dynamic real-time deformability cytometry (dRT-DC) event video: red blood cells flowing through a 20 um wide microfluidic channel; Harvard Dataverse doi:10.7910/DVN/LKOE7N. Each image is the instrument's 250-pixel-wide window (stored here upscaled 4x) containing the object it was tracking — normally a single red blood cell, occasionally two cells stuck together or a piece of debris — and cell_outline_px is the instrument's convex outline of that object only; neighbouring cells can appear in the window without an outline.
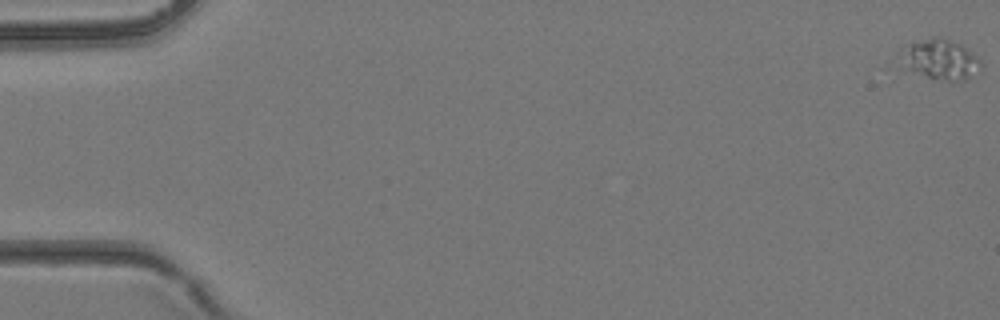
{"species": "common noctule bat (a hibernating species)", "species_latin": "Nyctalus noctula", "temperature_condition": "room temperature", "stored_images_in_passage": 39, "camera_frame_rate_fps": 3000, "um_per_image_px": 0.085, "animal": {"sex": "female", "body_mass_g": 24.6, "forearm_length_mm": 56.2}, "frame": {"image": 1, "passage_image": 1, "time_ms": 0.0, "image_size_px": [1000, 320], "cell_outline_px": [[980, 64], [964, 80], [892, 80], [884, 68], [896, 52], [908, 44], [936, 36], [940, 36], [960, 44], [976, 56], [980, 60]], "centroid_in_image_um": [79.25, 5.2], "position_along_channel_um": 5.8, "area_um2": 22.48}}
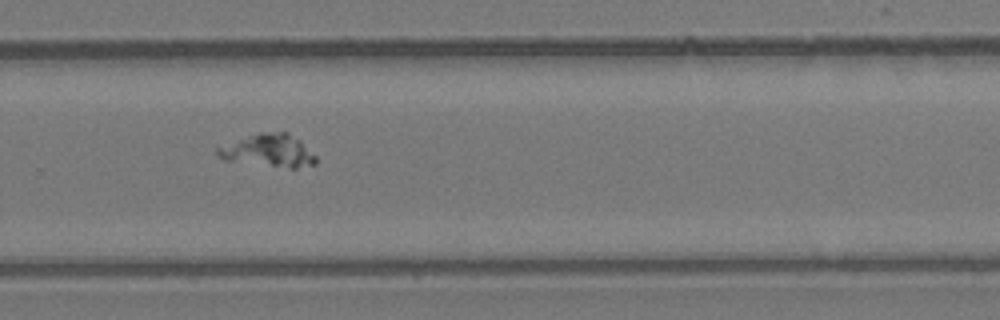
{"frame": {"image": 2, "passage_image": 27, "time_ms": 8.667, "image_size_px": [1000, 320], "cell_outline_px": [[316, 164], [296, 168], [288, 168], [224, 160], [212, 148], [256, 132], [288, 132], [300, 140], [316, 156]], "centroid_in_image_um": [22.79, 12.79], "position_along_channel_um": 307.0, "area_um2": 18.96}}
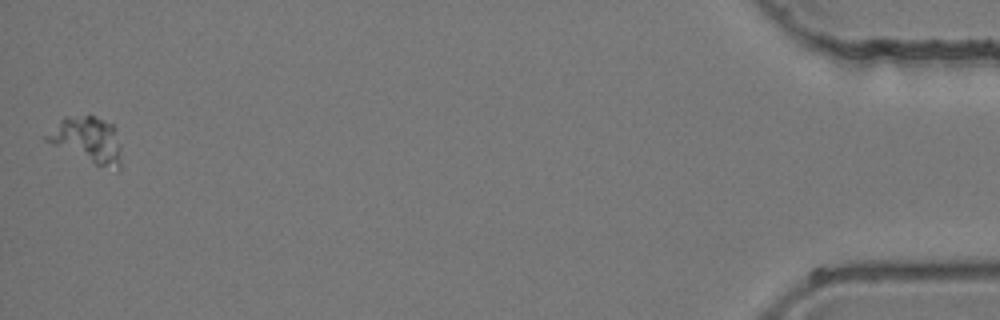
{"frame": {"image": 3, "passage_image": 39, "time_ms": 12.667, "image_size_px": [1000, 320], "cell_outline_px": [[120, 168], [116, 172], [96, 164], [52, 144], [44, 140], [44, 136], [64, 116], [92, 116], [104, 120], [112, 124], [116, 128], [120, 144]], "centroid_in_image_um": [7.47, 11.89], "position_along_channel_um": 427.7, "area_um2": 19.83}}